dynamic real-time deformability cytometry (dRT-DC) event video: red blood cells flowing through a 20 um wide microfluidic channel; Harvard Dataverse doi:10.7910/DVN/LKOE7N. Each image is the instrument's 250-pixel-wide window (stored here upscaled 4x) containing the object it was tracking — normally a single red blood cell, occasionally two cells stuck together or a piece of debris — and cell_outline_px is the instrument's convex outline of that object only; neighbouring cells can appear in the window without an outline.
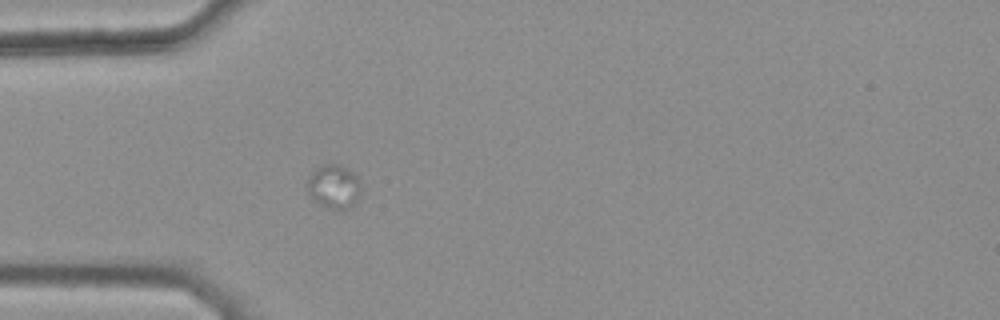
{"species": "common noctule bat (a hibernating species)", "species_latin": "Nyctalus noctula", "temperature_condition": "warm", "stored_images_in_passage": 31, "camera_frame_rate_fps": 3000, "um_per_image_px": 0.085, "animal": {"sex": "female", "body_mass_g": 25.1}, "frame": {"image": 1, "passage_image": 1, "time_ms": 0.0, "image_size_px": [1000, 320], "cell_outline_px": [[360, 192], [352, 208], [344, 212], [336, 212], [320, 204], [308, 192], [308, 176], [320, 164], [336, 164], [352, 172], [356, 176], [360, 184]], "centroid_in_image_um": [28.39, 15.91], "position_along_channel_um": 56.6, "area_um2": 13.81}}
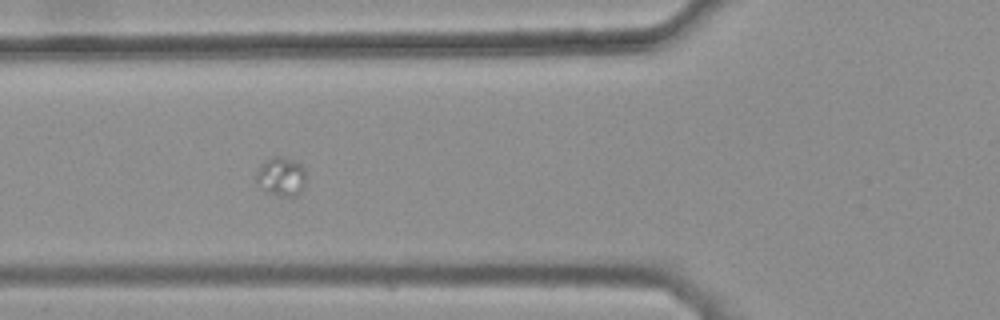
{"frame": {"image": 2, "passage_image": 5, "time_ms": 1.333, "image_size_px": [1000, 320], "cell_outline_px": [[304, 184], [300, 192], [296, 196], [280, 196], [260, 188], [256, 180], [256, 172], [260, 164], [272, 156], [280, 156], [304, 164]], "centroid_in_image_um": [23.89, 14.98], "position_along_channel_um": 101.9, "area_um2": 11.27}}